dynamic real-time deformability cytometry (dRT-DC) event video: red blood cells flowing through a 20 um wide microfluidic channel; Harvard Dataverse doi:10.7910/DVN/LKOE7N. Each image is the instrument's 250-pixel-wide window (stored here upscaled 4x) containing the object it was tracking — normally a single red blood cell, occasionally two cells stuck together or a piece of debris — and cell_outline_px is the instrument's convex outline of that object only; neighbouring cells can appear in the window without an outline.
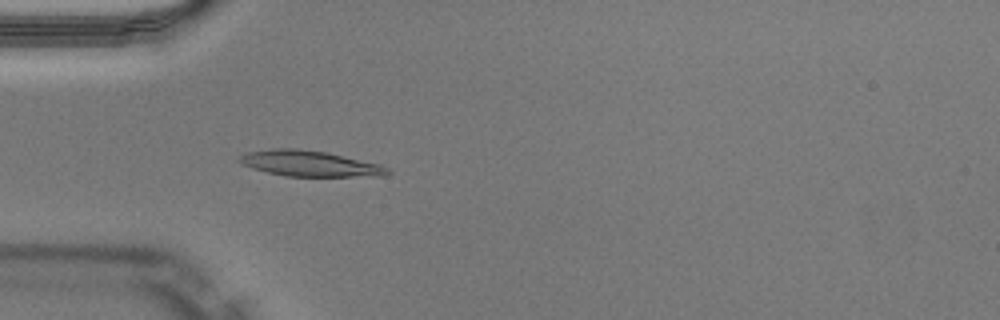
{"species": "Egyptian fruit bat (a non-hibernating species)", "species_latin": "Rousettus aegyptiacus", "temperature_condition": "warm", "stored_images_in_passage": 48, "camera_frame_rate_fps": 3000, "um_per_image_px": 0.085, "animal": {"sex": "male"}, "frame": {"image": 1, "passage_image": 14, "time_ms": 4.333, "image_size_px": [1000, 320], "cell_outline_px": [[392, 172], [384, 176], [284, 176], [252, 168], [240, 164], [236, 160], [240, 156], [248, 152], [272, 148], [296, 148], [324, 152], [380, 164], [388, 168]], "centroid_in_image_um": [26.3, 13.9], "position_along_channel_um": 58.7, "area_um2": 22.14}}
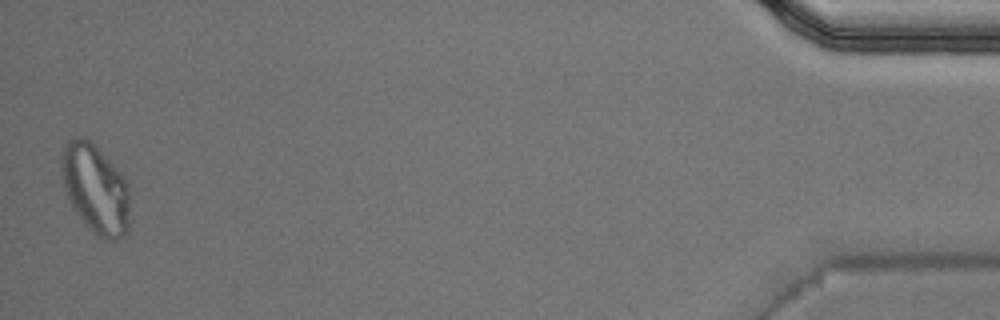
{"frame": {"image": 2, "passage_image": 48, "time_ms": 15.667, "image_size_px": [1000, 320], "cell_outline_px": [[128, 232], [120, 240], [104, 240], [96, 236], [92, 232], [76, 212], [68, 196], [64, 184], [60, 168], [60, 164], [64, 144], [68, 140], [76, 136], [84, 136], [124, 176], [128, 184]], "centroid_in_image_um": [8.11, 16.07], "position_along_channel_um": 427.1, "area_um2": 35.26}, "authors_computed_cell_mechanics": {"area_um2": 21.7039, "velocity_mm_per_s": 4.0546, "shape_relaxation_time_tau1_ms": null, "shape_relaxation_time_tau2_ms": 4.15, "deformation_change_tau1": null, "deformation_change_tau2": 0.1035}}